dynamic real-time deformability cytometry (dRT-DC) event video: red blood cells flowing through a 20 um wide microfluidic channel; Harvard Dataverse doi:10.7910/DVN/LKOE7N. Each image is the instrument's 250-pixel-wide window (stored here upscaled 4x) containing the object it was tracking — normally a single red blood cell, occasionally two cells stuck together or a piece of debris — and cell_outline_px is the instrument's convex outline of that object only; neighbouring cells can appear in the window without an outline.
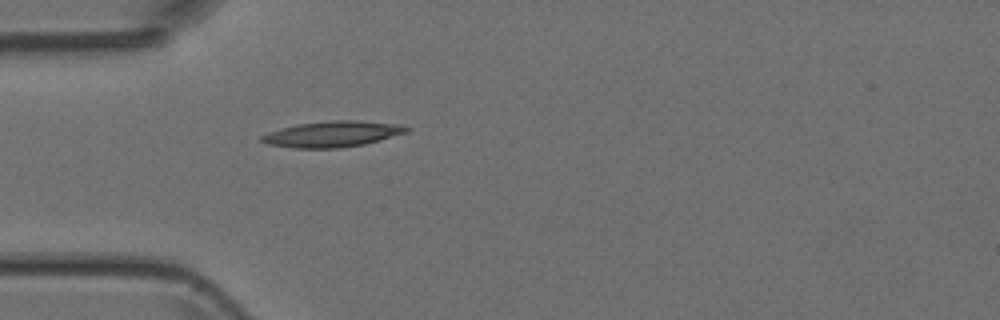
{"species": "Egyptian fruit bat (a non-hibernating species)", "species_latin": "Rousettus aegyptiacus", "temperature_condition": "room temperature", "stored_images_in_passage": 5, "camera_frame_rate_fps": 3000, "um_per_image_px": 0.085, "animal": {"sex": "female"}, "frame": {"image": 1, "passage_image": 5, "time_ms": 4.333, "image_size_px": [1000, 320], "cell_outline_px": [[412, 128], [408, 132], [380, 140], [364, 144], [340, 148], [296, 148], [268, 144], [260, 140], [260, 136], [296, 124], [332, 120], [356, 120], [396, 124]], "centroid_in_image_um": [28.3, 11.39], "position_along_channel_um": 56.7, "area_um2": 21.62}}